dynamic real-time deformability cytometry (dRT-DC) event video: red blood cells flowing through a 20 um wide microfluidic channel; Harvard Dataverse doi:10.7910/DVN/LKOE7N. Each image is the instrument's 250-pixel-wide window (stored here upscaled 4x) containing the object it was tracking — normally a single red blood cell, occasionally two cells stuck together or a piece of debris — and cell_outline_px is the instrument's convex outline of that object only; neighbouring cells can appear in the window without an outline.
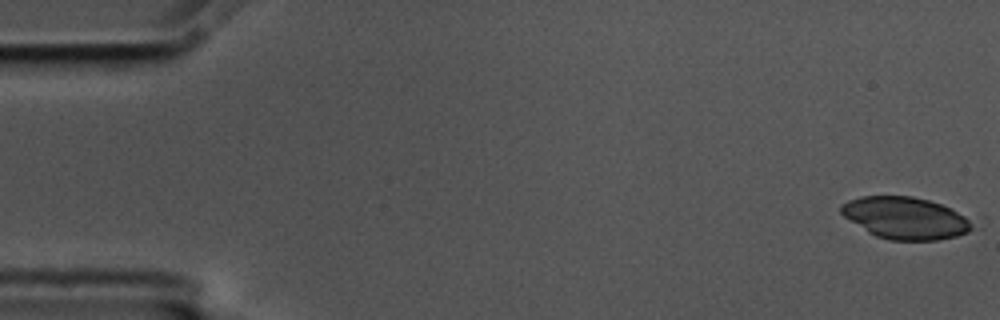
{"species": "common noctule bat (a hibernating species)", "species_latin": "Nyctalus noctula", "temperature_condition": "cold", "stored_images_in_passage": 12, "camera_frame_rate_fps": 3000, "um_per_image_px": 0.085, "animal": {"sex": "male", "body_mass_g": 17.5, "forearm_length_mm": 52.3}, "frame": {"image": 1, "passage_image": 1, "time_ms": 0.0, "image_size_px": [1000, 320], "cell_outline_px": [[972, 228], [968, 232], [956, 236], [936, 240], [888, 240], [876, 236], [868, 232], [844, 216], [840, 212], [840, 204], [848, 200], [860, 196], [912, 196], [928, 200], [952, 208], [964, 216], [968, 220]], "centroid_in_image_um": [76.91, 18.52], "position_along_channel_um": 8.1, "area_um2": 31.85}}